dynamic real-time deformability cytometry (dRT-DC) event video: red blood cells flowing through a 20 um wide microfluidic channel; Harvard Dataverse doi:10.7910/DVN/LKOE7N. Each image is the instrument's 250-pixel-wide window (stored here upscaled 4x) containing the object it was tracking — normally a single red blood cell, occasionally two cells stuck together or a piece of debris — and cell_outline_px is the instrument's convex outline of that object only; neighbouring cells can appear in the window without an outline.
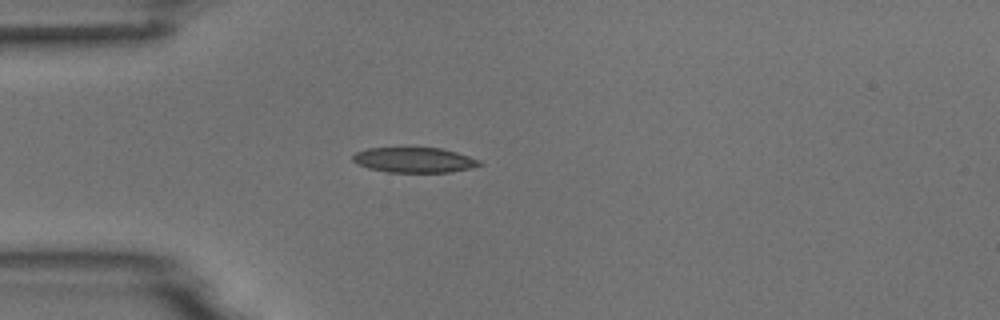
{"species": "common noctule bat (a hibernating species)", "species_latin": "Nyctalus noctula", "temperature_condition": "room temperature", "stored_images_in_passage": 2, "camera_frame_rate_fps": 3000, "um_per_image_px": 0.085, "animal": {"sex": "male", "body_mass_g": 18.8}, "frame": {"image": 1, "passage_image": 1, "time_ms": 0.0, "image_size_px": [1000, 320], "cell_outline_px": [[484, 164], [472, 168], [452, 172], [388, 172], [368, 168], [356, 164], [352, 160], [352, 156], [356, 152], [368, 148], [440, 148], [456, 152], [480, 160]], "centroid_in_image_um": [35.21, 13.6], "position_along_channel_um": 49.8, "area_um2": 18.61}}